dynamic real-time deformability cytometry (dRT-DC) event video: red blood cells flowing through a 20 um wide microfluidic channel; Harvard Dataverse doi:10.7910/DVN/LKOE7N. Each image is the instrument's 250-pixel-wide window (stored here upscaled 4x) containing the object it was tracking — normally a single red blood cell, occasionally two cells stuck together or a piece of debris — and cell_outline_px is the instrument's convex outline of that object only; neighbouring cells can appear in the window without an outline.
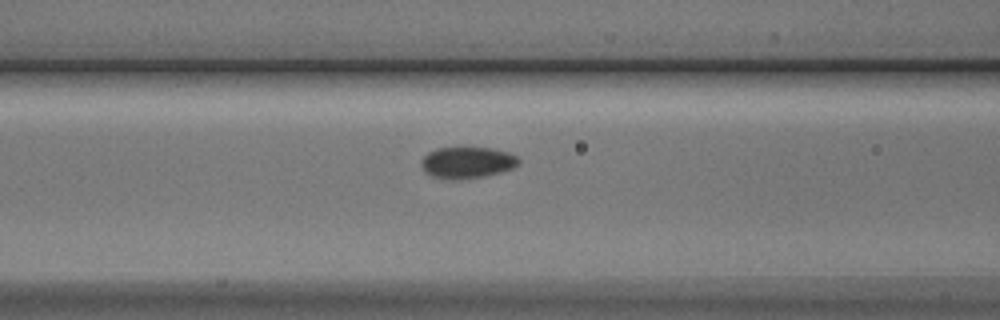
{"species": "Egyptian fruit bat (a non-hibernating species)", "species_latin": "Rousettus aegyptiacus", "temperature_condition": "cold", "stored_images_in_passage": 6, "camera_frame_rate_fps": 3000, "um_per_image_px": 0.085, "animal": {"sex": "male"}, "frame": {"image": 1, "passage_image": 6, "time_ms": 6.667, "image_size_px": [1000, 320], "cell_outline_px": [[520, 164], [512, 168], [500, 172], [484, 176], [460, 180], [452, 180], [432, 176], [424, 172], [420, 164], [420, 160], [428, 152], [436, 148], [492, 148], [508, 152], [516, 156], [520, 160]], "centroid_in_image_um": [39.68, 13.82], "position_along_channel_um": 126.9, "area_um2": 17.98}}